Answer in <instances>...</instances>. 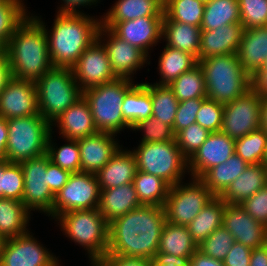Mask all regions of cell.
Here are the masks:
<instances>
[{
	"instance_id": "obj_21",
	"label": "cell",
	"mask_w": 267,
	"mask_h": 266,
	"mask_svg": "<svg viewBox=\"0 0 267 266\" xmlns=\"http://www.w3.org/2000/svg\"><path fill=\"white\" fill-rule=\"evenodd\" d=\"M116 134L97 132L77 140L80 151V172L96 174L121 148Z\"/></svg>"
},
{
	"instance_id": "obj_28",
	"label": "cell",
	"mask_w": 267,
	"mask_h": 266,
	"mask_svg": "<svg viewBox=\"0 0 267 266\" xmlns=\"http://www.w3.org/2000/svg\"><path fill=\"white\" fill-rule=\"evenodd\" d=\"M267 184L266 166L251 164L219 196L226 204L240 205Z\"/></svg>"
},
{
	"instance_id": "obj_23",
	"label": "cell",
	"mask_w": 267,
	"mask_h": 266,
	"mask_svg": "<svg viewBox=\"0 0 267 266\" xmlns=\"http://www.w3.org/2000/svg\"><path fill=\"white\" fill-rule=\"evenodd\" d=\"M65 139L78 140L97 133L87 100L82 96L51 123ZM54 124V125H53Z\"/></svg>"
},
{
	"instance_id": "obj_55",
	"label": "cell",
	"mask_w": 267,
	"mask_h": 266,
	"mask_svg": "<svg viewBox=\"0 0 267 266\" xmlns=\"http://www.w3.org/2000/svg\"><path fill=\"white\" fill-rule=\"evenodd\" d=\"M250 89L260 97L267 96V69H258L250 76Z\"/></svg>"
},
{
	"instance_id": "obj_20",
	"label": "cell",
	"mask_w": 267,
	"mask_h": 266,
	"mask_svg": "<svg viewBox=\"0 0 267 266\" xmlns=\"http://www.w3.org/2000/svg\"><path fill=\"white\" fill-rule=\"evenodd\" d=\"M222 226L232 234L236 242L251 249L266 243V227L238 204H226Z\"/></svg>"
},
{
	"instance_id": "obj_39",
	"label": "cell",
	"mask_w": 267,
	"mask_h": 266,
	"mask_svg": "<svg viewBox=\"0 0 267 266\" xmlns=\"http://www.w3.org/2000/svg\"><path fill=\"white\" fill-rule=\"evenodd\" d=\"M168 86L179 102L194 98H207L204 73L199 64L181 74Z\"/></svg>"
},
{
	"instance_id": "obj_17",
	"label": "cell",
	"mask_w": 267,
	"mask_h": 266,
	"mask_svg": "<svg viewBox=\"0 0 267 266\" xmlns=\"http://www.w3.org/2000/svg\"><path fill=\"white\" fill-rule=\"evenodd\" d=\"M164 16H147L120 22H101L116 36L141 49L147 56L149 49L160 42Z\"/></svg>"
},
{
	"instance_id": "obj_25",
	"label": "cell",
	"mask_w": 267,
	"mask_h": 266,
	"mask_svg": "<svg viewBox=\"0 0 267 266\" xmlns=\"http://www.w3.org/2000/svg\"><path fill=\"white\" fill-rule=\"evenodd\" d=\"M125 150L121 146L111 160L96 173L100 189L133 183L138 170L136 158L132 151Z\"/></svg>"
},
{
	"instance_id": "obj_6",
	"label": "cell",
	"mask_w": 267,
	"mask_h": 266,
	"mask_svg": "<svg viewBox=\"0 0 267 266\" xmlns=\"http://www.w3.org/2000/svg\"><path fill=\"white\" fill-rule=\"evenodd\" d=\"M133 85L132 79L116 78L114 81L83 91L97 131L118 134L123 129H131L123 118L122 103L126 92Z\"/></svg>"
},
{
	"instance_id": "obj_48",
	"label": "cell",
	"mask_w": 267,
	"mask_h": 266,
	"mask_svg": "<svg viewBox=\"0 0 267 266\" xmlns=\"http://www.w3.org/2000/svg\"><path fill=\"white\" fill-rule=\"evenodd\" d=\"M224 104L206 98L196 115V123L209 132H219L222 127Z\"/></svg>"
},
{
	"instance_id": "obj_56",
	"label": "cell",
	"mask_w": 267,
	"mask_h": 266,
	"mask_svg": "<svg viewBox=\"0 0 267 266\" xmlns=\"http://www.w3.org/2000/svg\"><path fill=\"white\" fill-rule=\"evenodd\" d=\"M63 4L61 7H59V10L57 13H83L79 11L77 8L80 6H92L97 4L98 1L100 0H62Z\"/></svg>"
},
{
	"instance_id": "obj_5",
	"label": "cell",
	"mask_w": 267,
	"mask_h": 266,
	"mask_svg": "<svg viewBox=\"0 0 267 266\" xmlns=\"http://www.w3.org/2000/svg\"><path fill=\"white\" fill-rule=\"evenodd\" d=\"M56 221L66 237L87 250L92 266L107 255L109 224L98 208L64 212Z\"/></svg>"
},
{
	"instance_id": "obj_40",
	"label": "cell",
	"mask_w": 267,
	"mask_h": 266,
	"mask_svg": "<svg viewBox=\"0 0 267 266\" xmlns=\"http://www.w3.org/2000/svg\"><path fill=\"white\" fill-rule=\"evenodd\" d=\"M152 116L173 128L179 101L168 85L151 83Z\"/></svg>"
},
{
	"instance_id": "obj_60",
	"label": "cell",
	"mask_w": 267,
	"mask_h": 266,
	"mask_svg": "<svg viewBox=\"0 0 267 266\" xmlns=\"http://www.w3.org/2000/svg\"><path fill=\"white\" fill-rule=\"evenodd\" d=\"M8 133L7 119L0 117V163L7 161L6 144Z\"/></svg>"
},
{
	"instance_id": "obj_43",
	"label": "cell",
	"mask_w": 267,
	"mask_h": 266,
	"mask_svg": "<svg viewBox=\"0 0 267 266\" xmlns=\"http://www.w3.org/2000/svg\"><path fill=\"white\" fill-rule=\"evenodd\" d=\"M66 141L67 143L63 146L55 147L54 142H52L51 132L47 146V154L50 161L71 173L80 172L81 157L78 142L73 139H66Z\"/></svg>"
},
{
	"instance_id": "obj_3",
	"label": "cell",
	"mask_w": 267,
	"mask_h": 266,
	"mask_svg": "<svg viewBox=\"0 0 267 266\" xmlns=\"http://www.w3.org/2000/svg\"><path fill=\"white\" fill-rule=\"evenodd\" d=\"M4 49L13 77L36 82L53 67L45 27L30 13Z\"/></svg>"
},
{
	"instance_id": "obj_10",
	"label": "cell",
	"mask_w": 267,
	"mask_h": 266,
	"mask_svg": "<svg viewBox=\"0 0 267 266\" xmlns=\"http://www.w3.org/2000/svg\"><path fill=\"white\" fill-rule=\"evenodd\" d=\"M189 183L170 186L163 206L166 221L187 226L215 197L200 178L191 177Z\"/></svg>"
},
{
	"instance_id": "obj_61",
	"label": "cell",
	"mask_w": 267,
	"mask_h": 266,
	"mask_svg": "<svg viewBox=\"0 0 267 266\" xmlns=\"http://www.w3.org/2000/svg\"><path fill=\"white\" fill-rule=\"evenodd\" d=\"M262 111H261V128L267 132V96L261 97Z\"/></svg>"
},
{
	"instance_id": "obj_4",
	"label": "cell",
	"mask_w": 267,
	"mask_h": 266,
	"mask_svg": "<svg viewBox=\"0 0 267 266\" xmlns=\"http://www.w3.org/2000/svg\"><path fill=\"white\" fill-rule=\"evenodd\" d=\"M203 70L207 98L226 104L250 89V75L242 68L237 54L199 59Z\"/></svg>"
},
{
	"instance_id": "obj_47",
	"label": "cell",
	"mask_w": 267,
	"mask_h": 266,
	"mask_svg": "<svg viewBox=\"0 0 267 266\" xmlns=\"http://www.w3.org/2000/svg\"><path fill=\"white\" fill-rule=\"evenodd\" d=\"M131 130H143L144 135L140 143L166 142L175 139L172 128L151 116L136 123Z\"/></svg>"
},
{
	"instance_id": "obj_64",
	"label": "cell",
	"mask_w": 267,
	"mask_h": 266,
	"mask_svg": "<svg viewBox=\"0 0 267 266\" xmlns=\"http://www.w3.org/2000/svg\"><path fill=\"white\" fill-rule=\"evenodd\" d=\"M6 241L7 240L4 237L0 236V266L2 262L3 250H4Z\"/></svg>"
},
{
	"instance_id": "obj_19",
	"label": "cell",
	"mask_w": 267,
	"mask_h": 266,
	"mask_svg": "<svg viewBox=\"0 0 267 266\" xmlns=\"http://www.w3.org/2000/svg\"><path fill=\"white\" fill-rule=\"evenodd\" d=\"M235 154V139L219 131L212 132L188 160L190 177L201 178L209 169L226 162Z\"/></svg>"
},
{
	"instance_id": "obj_2",
	"label": "cell",
	"mask_w": 267,
	"mask_h": 266,
	"mask_svg": "<svg viewBox=\"0 0 267 266\" xmlns=\"http://www.w3.org/2000/svg\"><path fill=\"white\" fill-rule=\"evenodd\" d=\"M34 17L45 27L53 67L72 68L82 53L97 40L101 25L100 19L84 13H57L50 32L41 17Z\"/></svg>"
},
{
	"instance_id": "obj_12",
	"label": "cell",
	"mask_w": 267,
	"mask_h": 266,
	"mask_svg": "<svg viewBox=\"0 0 267 266\" xmlns=\"http://www.w3.org/2000/svg\"><path fill=\"white\" fill-rule=\"evenodd\" d=\"M24 173V193L21 202L31 211L53 217L55 194L48 186L47 153L20 162Z\"/></svg>"
},
{
	"instance_id": "obj_29",
	"label": "cell",
	"mask_w": 267,
	"mask_h": 266,
	"mask_svg": "<svg viewBox=\"0 0 267 266\" xmlns=\"http://www.w3.org/2000/svg\"><path fill=\"white\" fill-rule=\"evenodd\" d=\"M201 28L178 21H162V36L166 46L192 54L199 60Z\"/></svg>"
},
{
	"instance_id": "obj_50",
	"label": "cell",
	"mask_w": 267,
	"mask_h": 266,
	"mask_svg": "<svg viewBox=\"0 0 267 266\" xmlns=\"http://www.w3.org/2000/svg\"><path fill=\"white\" fill-rule=\"evenodd\" d=\"M206 98H194L179 102L173 124V132L187 128L189 125L196 123V115L200 109L201 103Z\"/></svg>"
},
{
	"instance_id": "obj_37",
	"label": "cell",
	"mask_w": 267,
	"mask_h": 266,
	"mask_svg": "<svg viewBox=\"0 0 267 266\" xmlns=\"http://www.w3.org/2000/svg\"><path fill=\"white\" fill-rule=\"evenodd\" d=\"M133 184L142 205L164 206L170 185L162 178L137 170Z\"/></svg>"
},
{
	"instance_id": "obj_11",
	"label": "cell",
	"mask_w": 267,
	"mask_h": 266,
	"mask_svg": "<svg viewBox=\"0 0 267 266\" xmlns=\"http://www.w3.org/2000/svg\"><path fill=\"white\" fill-rule=\"evenodd\" d=\"M100 187L96 174L74 172L68 182L55 195L53 219L60 214L74 210H90L99 207Z\"/></svg>"
},
{
	"instance_id": "obj_51",
	"label": "cell",
	"mask_w": 267,
	"mask_h": 266,
	"mask_svg": "<svg viewBox=\"0 0 267 266\" xmlns=\"http://www.w3.org/2000/svg\"><path fill=\"white\" fill-rule=\"evenodd\" d=\"M240 206L256 221L267 227V184Z\"/></svg>"
},
{
	"instance_id": "obj_62",
	"label": "cell",
	"mask_w": 267,
	"mask_h": 266,
	"mask_svg": "<svg viewBox=\"0 0 267 266\" xmlns=\"http://www.w3.org/2000/svg\"><path fill=\"white\" fill-rule=\"evenodd\" d=\"M151 266H187L179 261H169L161 258L152 260Z\"/></svg>"
},
{
	"instance_id": "obj_49",
	"label": "cell",
	"mask_w": 267,
	"mask_h": 266,
	"mask_svg": "<svg viewBox=\"0 0 267 266\" xmlns=\"http://www.w3.org/2000/svg\"><path fill=\"white\" fill-rule=\"evenodd\" d=\"M24 193V173L20 163L4 162V198L21 201Z\"/></svg>"
},
{
	"instance_id": "obj_31",
	"label": "cell",
	"mask_w": 267,
	"mask_h": 266,
	"mask_svg": "<svg viewBox=\"0 0 267 266\" xmlns=\"http://www.w3.org/2000/svg\"><path fill=\"white\" fill-rule=\"evenodd\" d=\"M30 214L21 201L0 198V236L8 240L29 232Z\"/></svg>"
},
{
	"instance_id": "obj_26",
	"label": "cell",
	"mask_w": 267,
	"mask_h": 266,
	"mask_svg": "<svg viewBox=\"0 0 267 266\" xmlns=\"http://www.w3.org/2000/svg\"><path fill=\"white\" fill-rule=\"evenodd\" d=\"M140 206L142 204L138 199L133 183L115 188L100 189L98 209L108 224Z\"/></svg>"
},
{
	"instance_id": "obj_32",
	"label": "cell",
	"mask_w": 267,
	"mask_h": 266,
	"mask_svg": "<svg viewBox=\"0 0 267 266\" xmlns=\"http://www.w3.org/2000/svg\"><path fill=\"white\" fill-rule=\"evenodd\" d=\"M122 115L124 120L132 128L141 120L152 116L151 84H134L125 94L122 103Z\"/></svg>"
},
{
	"instance_id": "obj_65",
	"label": "cell",
	"mask_w": 267,
	"mask_h": 266,
	"mask_svg": "<svg viewBox=\"0 0 267 266\" xmlns=\"http://www.w3.org/2000/svg\"><path fill=\"white\" fill-rule=\"evenodd\" d=\"M260 69H267V56L264 59V62H263L262 67Z\"/></svg>"
},
{
	"instance_id": "obj_36",
	"label": "cell",
	"mask_w": 267,
	"mask_h": 266,
	"mask_svg": "<svg viewBox=\"0 0 267 266\" xmlns=\"http://www.w3.org/2000/svg\"><path fill=\"white\" fill-rule=\"evenodd\" d=\"M240 23L238 0H212L205 4L201 30H214Z\"/></svg>"
},
{
	"instance_id": "obj_44",
	"label": "cell",
	"mask_w": 267,
	"mask_h": 266,
	"mask_svg": "<svg viewBox=\"0 0 267 266\" xmlns=\"http://www.w3.org/2000/svg\"><path fill=\"white\" fill-rule=\"evenodd\" d=\"M235 240L232 234L223 226L214 230L199 245L198 250L204 255L221 260L227 256Z\"/></svg>"
},
{
	"instance_id": "obj_35",
	"label": "cell",
	"mask_w": 267,
	"mask_h": 266,
	"mask_svg": "<svg viewBox=\"0 0 267 266\" xmlns=\"http://www.w3.org/2000/svg\"><path fill=\"white\" fill-rule=\"evenodd\" d=\"M159 57L158 70L161 81L155 84L160 85H169L181 74L191 70L198 64L197 58L189 52L170 48L168 46L164 47Z\"/></svg>"
},
{
	"instance_id": "obj_38",
	"label": "cell",
	"mask_w": 267,
	"mask_h": 266,
	"mask_svg": "<svg viewBox=\"0 0 267 266\" xmlns=\"http://www.w3.org/2000/svg\"><path fill=\"white\" fill-rule=\"evenodd\" d=\"M205 4L200 0H164L163 21H178L201 27Z\"/></svg>"
},
{
	"instance_id": "obj_53",
	"label": "cell",
	"mask_w": 267,
	"mask_h": 266,
	"mask_svg": "<svg viewBox=\"0 0 267 266\" xmlns=\"http://www.w3.org/2000/svg\"><path fill=\"white\" fill-rule=\"evenodd\" d=\"M251 251V248L235 241L223 259L224 266H249Z\"/></svg>"
},
{
	"instance_id": "obj_13",
	"label": "cell",
	"mask_w": 267,
	"mask_h": 266,
	"mask_svg": "<svg viewBox=\"0 0 267 266\" xmlns=\"http://www.w3.org/2000/svg\"><path fill=\"white\" fill-rule=\"evenodd\" d=\"M261 97L251 89L224 104L221 132L232 139L241 138L261 128Z\"/></svg>"
},
{
	"instance_id": "obj_57",
	"label": "cell",
	"mask_w": 267,
	"mask_h": 266,
	"mask_svg": "<svg viewBox=\"0 0 267 266\" xmlns=\"http://www.w3.org/2000/svg\"><path fill=\"white\" fill-rule=\"evenodd\" d=\"M187 266H224L223 261L216 260L212 257L204 255L201 251L197 250L190 257Z\"/></svg>"
},
{
	"instance_id": "obj_58",
	"label": "cell",
	"mask_w": 267,
	"mask_h": 266,
	"mask_svg": "<svg viewBox=\"0 0 267 266\" xmlns=\"http://www.w3.org/2000/svg\"><path fill=\"white\" fill-rule=\"evenodd\" d=\"M12 77L11 69L5 49L0 50V92L7 85L8 80Z\"/></svg>"
},
{
	"instance_id": "obj_9",
	"label": "cell",
	"mask_w": 267,
	"mask_h": 266,
	"mask_svg": "<svg viewBox=\"0 0 267 266\" xmlns=\"http://www.w3.org/2000/svg\"><path fill=\"white\" fill-rule=\"evenodd\" d=\"M132 152L139 171L158 176L170 186L181 182L185 174L189 173L188 159L181 153L175 139L140 143Z\"/></svg>"
},
{
	"instance_id": "obj_66",
	"label": "cell",
	"mask_w": 267,
	"mask_h": 266,
	"mask_svg": "<svg viewBox=\"0 0 267 266\" xmlns=\"http://www.w3.org/2000/svg\"><path fill=\"white\" fill-rule=\"evenodd\" d=\"M263 164L267 167V145H266V152H265V157L263 160Z\"/></svg>"
},
{
	"instance_id": "obj_14",
	"label": "cell",
	"mask_w": 267,
	"mask_h": 266,
	"mask_svg": "<svg viewBox=\"0 0 267 266\" xmlns=\"http://www.w3.org/2000/svg\"><path fill=\"white\" fill-rule=\"evenodd\" d=\"M72 71L82 91L118 78L111 67L106 48L98 39L82 53Z\"/></svg>"
},
{
	"instance_id": "obj_42",
	"label": "cell",
	"mask_w": 267,
	"mask_h": 266,
	"mask_svg": "<svg viewBox=\"0 0 267 266\" xmlns=\"http://www.w3.org/2000/svg\"><path fill=\"white\" fill-rule=\"evenodd\" d=\"M267 145V132L262 128L235 140V154L248 165L263 163Z\"/></svg>"
},
{
	"instance_id": "obj_15",
	"label": "cell",
	"mask_w": 267,
	"mask_h": 266,
	"mask_svg": "<svg viewBox=\"0 0 267 266\" xmlns=\"http://www.w3.org/2000/svg\"><path fill=\"white\" fill-rule=\"evenodd\" d=\"M103 35L107 37L104 38ZM97 39L100 42L104 41L102 44L107 50L111 67L118 78L133 79L132 75L134 76L135 72L148 62L149 56L141 49L116 36L102 24L99 27Z\"/></svg>"
},
{
	"instance_id": "obj_52",
	"label": "cell",
	"mask_w": 267,
	"mask_h": 266,
	"mask_svg": "<svg viewBox=\"0 0 267 266\" xmlns=\"http://www.w3.org/2000/svg\"><path fill=\"white\" fill-rule=\"evenodd\" d=\"M47 174L48 186L50 190L56 195L62 187L68 182L71 172L60 168L58 165L50 161L47 154Z\"/></svg>"
},
{
	"instance_id": "obj_33",
	"label": "cell",
	"mask_w": 267,
	"mask_h": 266,
	"mask_svg": "<svg viewBox=\"0 0 267 266\" xmlns=\"http://www.w3.org/2000/svg\"><path fill=\"white\" fill-rule=\"evenodd\" d=\"M247 166L244 160L233 154L226 162L209 169L200 179L215 196H220Z\"/></svg>"
},
{
	"instance_id": "obj_46",
	"label": "cell",
	"mask_w": 267,
	"mask_h": 266,
	"mask_svg": "<svg viewBox=\"0 0 267 266\" xmlns=\"http://www.w3.org/2000/svg\"><path fill=\"white\" fill-rule=\"evenodd\" d=\"M244 29L267 26V0H238Z\"/></svg>"
},
{
	"instance_id": "obj_8",
	"label": "cell",
	"mask_w": 267,
	"mask_h": 266,
	"mask_svg": "<svg viewBox=\"0 0 267 266\" xmlns=\"http://www.w3.org/2000/svg\"><path fill=\"white\" fill-rule=\"evenodd\" d=\"M7 126V161L20 163L47 153L48 139L53 128L41 115L7 119Z\"/></svg>"
},
{
	"instance_id": "obj_67",
	"label": "cell",
	"mask_w": 267,
	"mask_h": 266,
	"mask_svg": "<svg viewBox=\"0 0 267 266\" xmlns=\"http://www.w3.org/2000/svg\"><path fill=\"white\" fill-rule=\"evenodd\" d=\"M201 2H203L204 4L211 2L212 0H200Z\"/></svg>"
},
{
	"instance_id": "obj_30",
	"label": "cell",
	"mask_w": 267,
	"mask_h": 266,
	"mask_svg": "<svg viewBox=\"0 0 267 266\" xmlns=\"http://www.w3.org/2000/svg\"><path fill=\"white\" fill-rule=\"evenodd\" d=\"M101 22H120L147 16H164V0H117Z\"/></svg>"
},
{
	"instance_id": "obj_22",
	"label": "cell",
	"mask_w": 267,
	"mask_h": 266,
	"mask_svg": "<svg viewBox=\"0 0 267 266\" xmlns=\"http://www.w3.org/2000/svg\"><path fill=\"white\" fill-rule=\"evenodd\" d=\"M197 250L198 245L192 239L187 226L165 222L160 237L157 258L187 264L190 257Z\"/></svg>"
},
{
	"instance_id": "obj_59",
	"label": "cell",
	"mask_w": 267,
	"mask_h": 266,
	"mask_svg": "<svg viewBox=\"0 0 267 266\" xmlns=\"http://www.w3.org/2000/svg\"><path fill=\"white\" fill-rule=\"evenodd\" d=\"M249 266H267V244L251 251Z\"/></svg>"
},
{
	"instance_id": "obj_54",
	"label": "cell",
	"mask_w": 267,
	"mask_h": 266,
	"mask_svg": "<svg viewBox=\"0 0 267 266\" xmlns=\"http://www.w3.org/2000/svg\"><path fill=\"white\" fill-rule=\"evenodd\" d=\"M152 260L142 257L106 255L94 266H151Z\"/></svg>"
},
{
	"instance_id": "obj_7",
	"label": "cell",
	"mask_w": 267,
	"mask_h": 266,
	"mask_svg": "<svg viewBox=\"0 0 267 266\" xmlns=\"http://www.w3.org/2000/svg\"><path fill=\"white\" fill-rule=\"evenodd\" d=\"M35 85L39 114L49 123L83 96L71 67H52Z\"/></svg>"
},
{
	"instance_id": "obj_16",
	"label": "cell",
	"mask_w": 267,
	"mask_h": 266,
	"mask_svg": "<svg viewBox=\"0 0 267 266\" xmlns=\"http://www.w3.org/2000/svg\"><path fill=\"white\" fill-rule=\"evenodd\" d=\"M30 232L8 239L1 266H59L58 257L44 248Z\"/></svg>"
},
{
	"instance_id": "obj_41",
	"label": "cell",
	"mask_w": 267,
	"mask_h": 266,
	"mask_svg": "<svg viewBox=\"0 0 267 266\" xmlns=\"http://www.w3.org/2000/svg\"><path fill=\"white\" fill-rule=\"evenodd\" d=\"M22 0H0V46L4 49L16 27L27 17Z\"/></svg>"
},
{
	"instance_id": "obj_63",
	"label": "cell",
	"mask_w": 267,
	"mask_h": 266,
	"mask_svg": "<svg viewBox=\"0 0 267 266\" xmlns=\"http://www.w3.org/2000/svg\"><path fill=\"white\" fill-rule=\"evenodd\" d=\"M0 198H4V162L0 163Z\"/></svg>"
},
{
	"instance_id": "obj_68",
	"label": "cell",
	"mask_w": 267,
	"mask_h": 266,
	"mask_svg": "<svg viewBox=\"0 0 267 266\" xmlns=\"http://www.w3.org/2000/svg\"><path fill=\"white\" fill-rule=\"evenodd\" d=\"M266 244H267V227H266Z\"/></svg>"
},
{
	"instance_id": "obj_24",
	"label": "cell",
	"mask_w": 267,
	"mask_h": 266,
	"mask_svg": "<svg viewBox=\"0 0 267 266\" xmlns=\"http://www.w3.org/2000/svg\"><path fill=\"white\" fill-rule=\"evenodd\" d=\"M243 30L241 23L227 24L214 30H202L199 59L237 54Z\"/></svg>"
},
{
	"instance_id": "obj_45",
	"label": "cell",
	"mask_w": 267,
	"mask_h": 266,
	"mask_svg": "<svg viewBox=\"0 0 267 266\" xmlns=\"http://www.w3.org/2000/svg\"><path fill=\"white\" fill-rule=\"evenodd\" d=\"M210 133L198 123H193L178 131L175 134V140L181 153L189 160L206 141Z\"/></svg>"
},
{
	"instance_id": "obj_1",
	"label": "cell",
	"mask_w": 267,
	"mask_h": 266,
	"mask_svg": "<svg viewBox=\"0 0 267 266\" xmlns=\"http://www.w3.org/2000/svg\"><path fill=\"white\" fill-rule=\"evenodd\" d=\"M164 208L142 205L114 219L108 227L107 255L157 258L163 226Z\"/></svg>"
},
{
	"instance_id": "obj_18",
	"label": "cell",
	"mask_w": 267,
	"mask_h": 266,
	"mask_svg": "<svg viewBox=\"0 0 267 266\" xmlns=\"http://www.w3.org/2000/svg\"><path fill=\"white\" fill-rule=\"evenodd\" d=\"M40 115L35 82L11 77L0 92V117L5 119Z\"/></svg>"
},
{
	"instance_id": "obj_27",
	"label": "cell",
	"mask_w": 267,
	"mask_h": 266,
	"mask_svg": "<svg viewBox=\"0 0 267 266\" xmlns=\"http://www.w3.org/2000/svg\"><path fill=\"white\" fill-rule=\"evenodd\" d=\"M237 56L250 76L260 69L267 56V26L244 29Z\"/></svg>"
},
{
	"instance_id": "obj_34",
	"label": "cell",
	"mask_w": 267,
	"mask_h": 266,
	"mask_svg": "<svg viewBox=\"0 0 267 266\" xmlns=\"http://www.w3.org/2000/svg\"><path fill=\"white\" fill-rule=\"evenodd\" d=\"M226 203L215 196L200 213L187 225L192 239L199 245L214 230L222 227Z\"/></svg>"
}]
</instances>
